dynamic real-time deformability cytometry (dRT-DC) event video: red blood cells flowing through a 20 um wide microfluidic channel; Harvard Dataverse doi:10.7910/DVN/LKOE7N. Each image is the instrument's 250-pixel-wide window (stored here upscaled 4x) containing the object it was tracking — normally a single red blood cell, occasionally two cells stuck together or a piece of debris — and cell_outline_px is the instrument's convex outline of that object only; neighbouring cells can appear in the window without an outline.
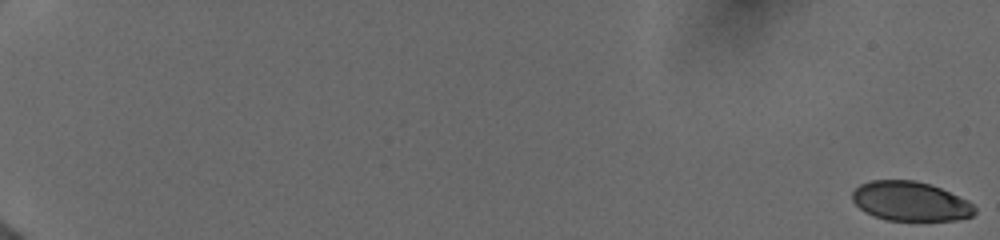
{"species": "human", "species_latin": "Homo sapiens", "temperature_condition": "cold", "stored_images_in_passage": 58, "camera_frame_rate_fps": 3000, "um_per_image_px": 0.085, "donor": {"sex": "female"}, "frame": {"image": 1, "passage_image": 1, "time_ms": 0.0, "image_size_px": [1000, 240], "cell_outline_px": [[976, 212], [972, 216], [956, 220], [884, 220], [872, 216], [864, 212], [852, 200], [852, 192], [860, 184], [872, 180], [916, 180], [932, 184], [968, 200], [976, 208]], "centroid_in_image_um": [77.38, 17.11], "position_along_channel_um": 7.6, "area_um2": 28.32}}
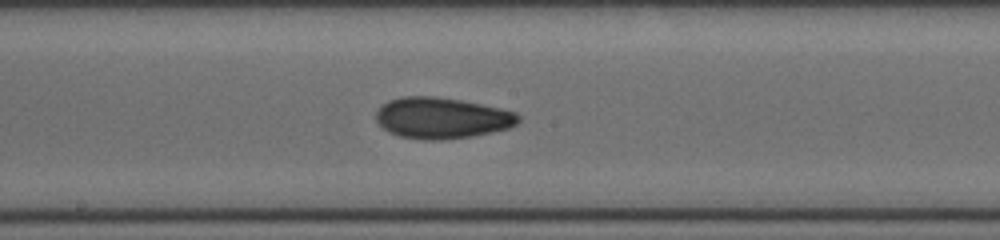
{"frame": {"image": 2, "passage_image": 35, "time_ms": 11.0, "image_size_px": [1000, 240], "cell_outline_px": [[520, 120], [516, 124], [508, 128], [492, 132], [472, 136], [440, 140], [424, 140], [400, 136], [388, 132], [376, 120], [376, 112], [388, 100], [404, 96], [432, 96], [460, 100], [500, 108], [516, 112], [520, 116]], "centroid_in_image_um": [37.56, 10.03], "position_along_channel_um": 210.6, "area_um2": 33.93}}
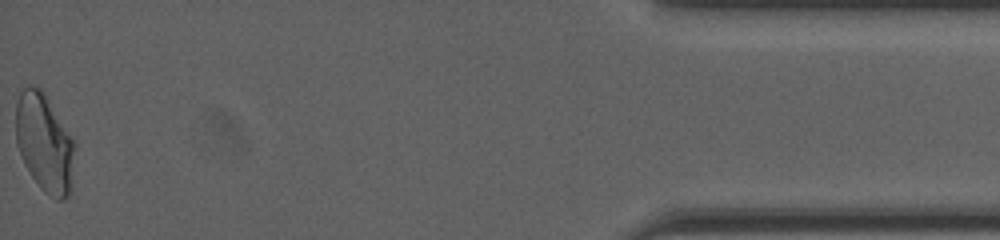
{"frame": {"image": 3, "passage_image": 58, "time_ms": 18.333, "image_size_px": [1000, 240], "cell_outline_px": [[76, 148], [72, 192], [64, 200], [56, 200], [44, 192], [40, 188], [24, 164], [16, 144], [16, 104], [20, 92], [28, 84], [40, 88], [44, 92], [76, 144]], "centroid_in_image_um": [3.81, 12.19], "position_along_channel_um": 431.4, "area_um2": 34.28}, "authors_computed_cell_mechanics": {"area_um2": 31.9345, "velocity_mm_per_s": 3.994, "shape_relaxation_time_tau1_ms": 6.8233, "shape_relaxation_time_tau2_ms": 2.1396, "deformation_change_tau1": 0.157, "deformation_change_tau2": 0.0733}}